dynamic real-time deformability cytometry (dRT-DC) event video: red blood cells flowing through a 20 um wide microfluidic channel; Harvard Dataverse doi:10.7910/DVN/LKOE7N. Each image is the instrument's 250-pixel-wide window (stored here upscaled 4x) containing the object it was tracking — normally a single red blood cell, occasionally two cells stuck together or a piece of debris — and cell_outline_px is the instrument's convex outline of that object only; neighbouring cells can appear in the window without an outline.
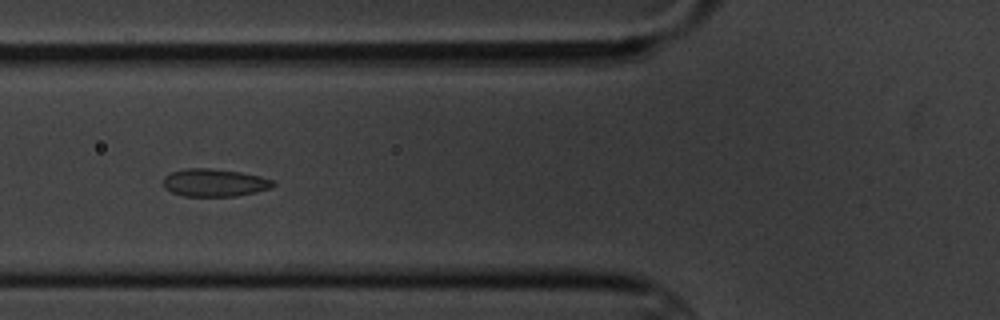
{"species": "common noctule bat (a hibernating species)", "species_latin": "Nyctalus noctula", "temperature_condition": "cold", "stored_images_in_passage": 14, "camera_frame_rate_fps": 3000, "um_per_image_px": 0.085, "animal": {"sex": "male", "body_mass_g": 20.1, "forearm_length_mm": 53.5}, "frame": {"image": 1, "passage_image": 5, "time_ms": 5.667, "image_size_px": [1000, 320], "cell_outline_px": [[276, 184], [272, 188], [256, 192], [236, 196], [184, 196], [172, 192], [164, 188], [164, 176], [172, 172], [188, 168], [208, 168], [240, 172], [260, 176], [272, 180]], "centroid_in_image_um": [18.24, 15.53], "position_along_channel_um": 107.6, "area_um2": 17.69}}
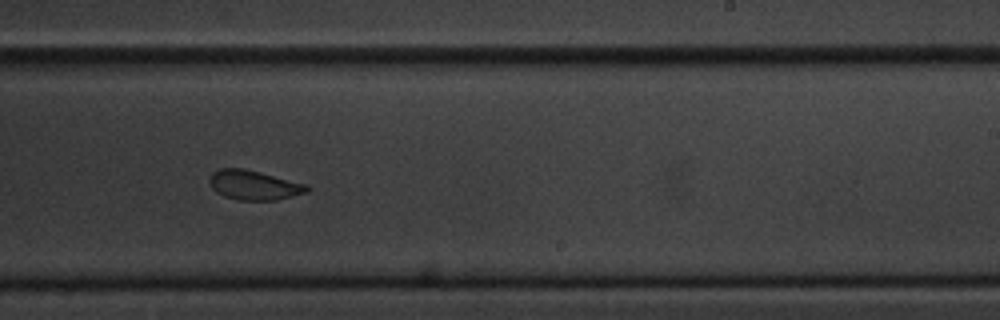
{"frame": {"image": 2, "passage_image": 9, "time_ms": 10.333, "image_size_px": [1000, 320], "cell_outline_px": [[312, 188], [308, 192], [276, 200], [236, 200], [224, 196], [216, 192], [212, 188], [208, 180], [212, 172], [220, 168], [244, 168], [308, 184]], "centroid_in_image_um": [21.6, 15.73], "position_along_channel_um": 267.4, "area_um2": 16.99}}
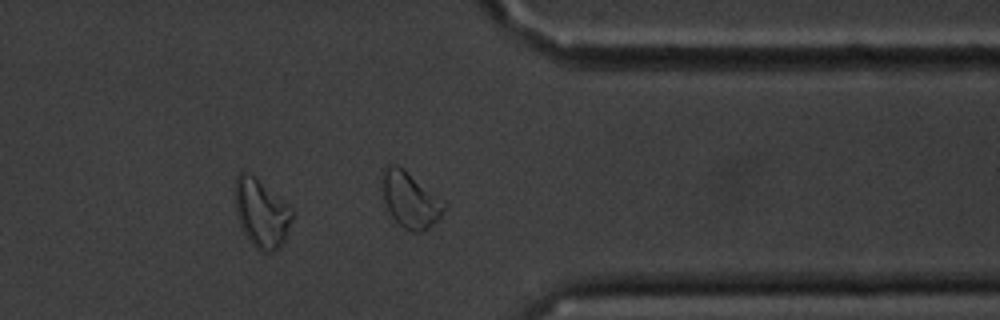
{"frame": {"image": 3, "passage_image": 12, "time_ms": 13.667, "image_size_px": [1000, 320], "cell_outline_px": [[292, 220], [288, 232], [284, 240], [272, 252], [260, 252], [252, 244], [244, 232], [240, 224], [236, 212], [236, 176], [240, 172], [248, 172], [256, 176], [284, 200], [292, 208]], "centroid_in_image_um": [22.24, 18.09], "position_along_channel_um": 389.2, "area_um2": 22.66}, "authors_computed_cell_mechanics": {"area_um2": 17.8024, "velocity_mm_per_s": 3.4321, "shape_relaxation_time_tau1_ms": 5.4266, "shape_relaxation_time_tau2_ms": 1.0772, "deformation_change_tau1": 0.0998, "deformation_change_tau2": 0.0653}}